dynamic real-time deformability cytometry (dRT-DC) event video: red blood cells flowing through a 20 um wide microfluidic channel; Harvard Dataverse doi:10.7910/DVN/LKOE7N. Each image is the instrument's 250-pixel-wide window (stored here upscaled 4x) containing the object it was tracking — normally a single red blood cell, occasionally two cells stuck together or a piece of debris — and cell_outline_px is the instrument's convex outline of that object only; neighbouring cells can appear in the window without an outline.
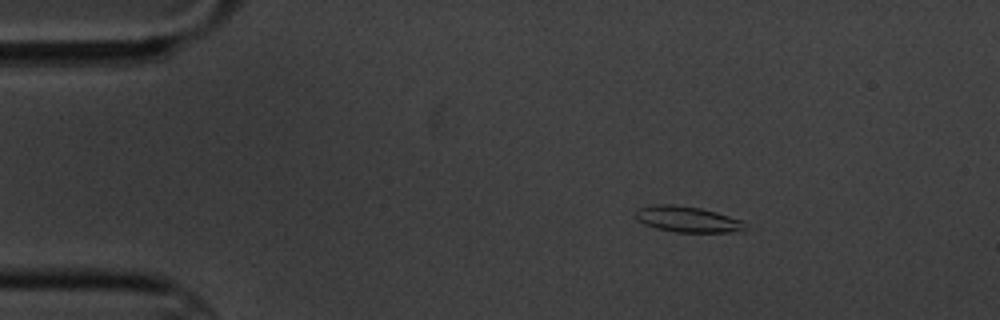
{"species": "common noctule bat (a hibernating species)", "species_latin": "Nyctalus noctula", "temperature_condition": "cold", "stored_images_in_passage": 5, "camera_frame_rate_fps": 3000, "um_per_image_px": 0.085, "animal": {"sex": "male", "body_mass_g": 20.1, "forearm_length_mm": 53.5}, "frame": {"image": 1, "passage_image": 2, "time_ms": 1.0, "image_size_px": [1000, 320], "cell_outline_px": [[744, 232], [676, 232], [656, 228], [644, 224], [636, 220], [636, 208], [652, 204], [672, 204], [700, 208], [716, 212], [744, 220]], "centroid_in_image_um": [58.42, 18.63], "position_along_channel_um": 26.6, "area_um2": 16.7}}
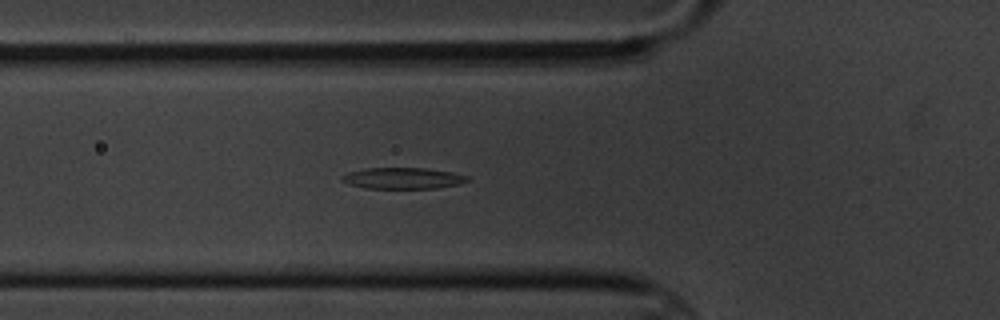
{"frame": {"image": 2, "passage_image": 5, "time_ms": 4.667, "image_size_px": [1000, 320], "cell_outline_px": [[472, 180], [460, 184], [436, 188], [364, 188], [348, 184], [340, 180], [340, 176], [348, 172], [364, 168], [428, 168], [452, 172], [468, 176]], "centroid_in_image_um": [34.24, 15.14], "position_along_channel_um": 91.6, "area_um2": 15.72}}